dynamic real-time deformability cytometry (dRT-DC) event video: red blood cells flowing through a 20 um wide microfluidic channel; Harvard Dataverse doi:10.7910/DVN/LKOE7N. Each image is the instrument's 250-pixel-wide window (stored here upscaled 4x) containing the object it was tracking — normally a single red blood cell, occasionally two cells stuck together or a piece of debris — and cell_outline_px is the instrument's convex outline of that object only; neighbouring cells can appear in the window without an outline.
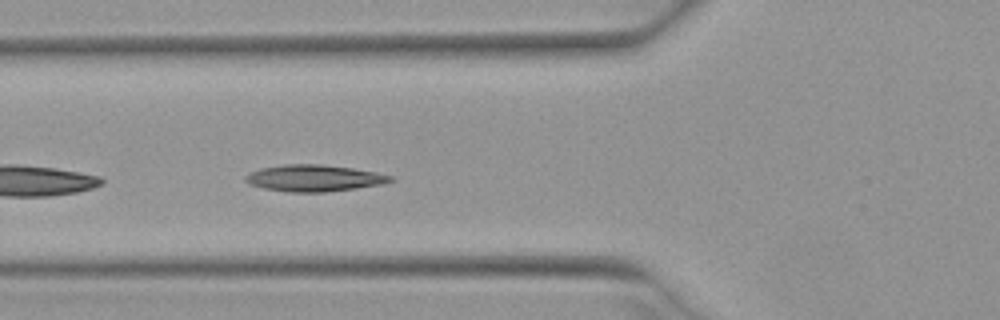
{"species": "Egyptian fruit bat (a non-hibernating species)", "species_latin": "Rousettus aegyptiacus", "temperature_condition": "warm", "stored_images_in_passage": 29, "camera_frame_rate_fps": 3000, "um_per_image_px": 0.085, "animal": {"sex": "female"}, "frame": {"image": 1, "passage_image": 4, "time_ms": 1.0, "image_size_px": [1000, 320], "cell_outline_px": [[396, 180], [384, 184], [356, 188], [324, 192], [288, 192], [264, 188], [248, 184], [244, 180], [244, 176], [248, 172], [260, 168], [284, 164], [320, 164], [352, 168], [376, 172], [392, 176]], "centroid_in_image_um": [26.68, 15.14], "position_along_channel_um": 99.1, "area_um2": 22.66}}
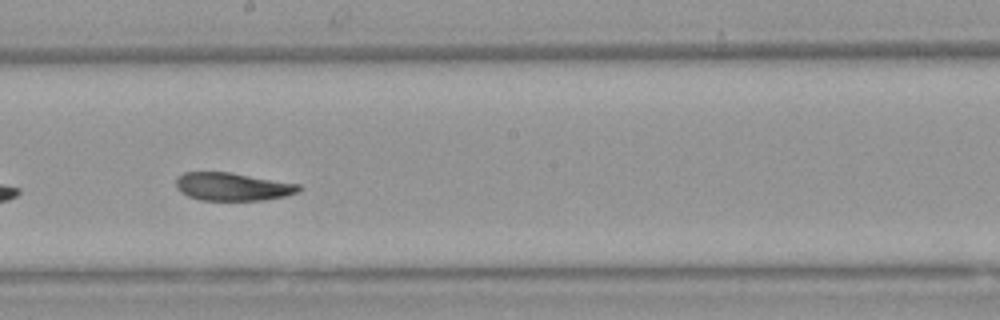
{"frame": {"image": 2, "passage_image": 14, "time_ms": 4.333, "image_size_px": [1000, 320], "cell_outline_px": [[300, 192], [284, 196], [264, 200], [200, 200], [188, 196], [180, 192], [176, 188], [176, 180], [184, 172], [228, 172], [300, 184]], "centroid_in_image_um": [19.76, 15.87], "position_along_channel_um": 228.4, "area_um2": 19.94}}
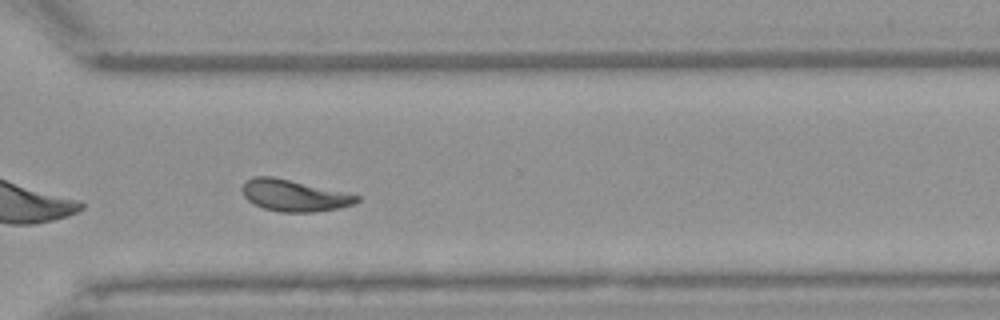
{"frame": {"image": 3, "passage_image": 23, "time_ms": 7.333, "image_size_px": [1000, 320], "cell_outline_px": [[360, 200], [352, 204], [340, 208], [316, 212], [280, 212], [264, 208], [248, 200], [244, 196], [240, 188], [244, 180], [252, 176], [272, 176], [360, 196]], "centroid_in_image_um": [24.94, 16.61], "position_along_channel_um": 345.7, "area_um2": 20.92}, "authors_computed_cell_mechanics": {"area_um2": 20.9236, "velocity_mm_per_s": 3.898, "shape_relaxation_time_tau1_ms": 9.9513, "shape_relaxation_time_tau2_ms": 3.7713, "deformation_change_tau1": 0.2218, "deformation_change_tau2": 0.0901}}